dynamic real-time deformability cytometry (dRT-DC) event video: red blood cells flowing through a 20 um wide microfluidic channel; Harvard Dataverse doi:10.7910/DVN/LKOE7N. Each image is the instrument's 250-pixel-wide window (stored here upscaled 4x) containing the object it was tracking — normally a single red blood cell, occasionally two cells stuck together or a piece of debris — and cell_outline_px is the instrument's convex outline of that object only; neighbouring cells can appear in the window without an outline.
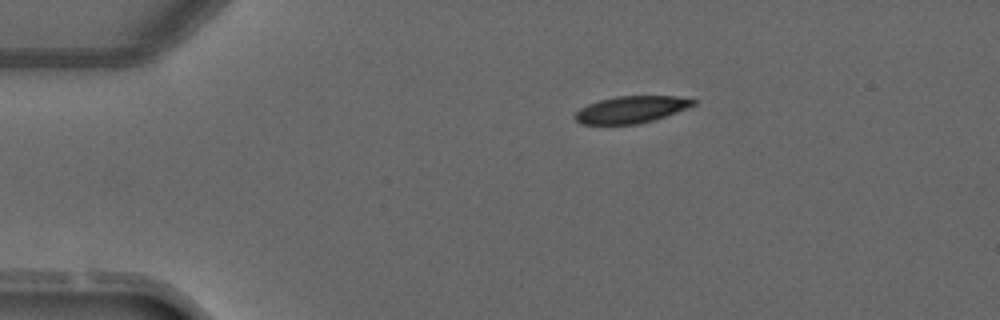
{"species": "common noctule bat (a hibernating species)", "species_latin": "Nyctalus noctula", "temperature_condition": "warm", "stored_images_in_passage": 3, "camera_frame_rate_fps": 3000, "um_per_image_px": 0.085, "animal": {"sex": "male", "forearm_length_mm": 52.5}, "frame": {"image": 1, "passage_image": 1, "time_ms": 0.0, "image_size_px": [1000, 320], "cell_outline_px": [[696, 104], [656, 120], [636, 124], [580, 124], [572, 116], [580, 108], [588, 104], [600, 100], [616, 96], [676, 96], [696, 100]], "centroid_in_image_um": [53.63, 9.31], "position_along_channel_um": 31.4, "area_um2": 18.55}}